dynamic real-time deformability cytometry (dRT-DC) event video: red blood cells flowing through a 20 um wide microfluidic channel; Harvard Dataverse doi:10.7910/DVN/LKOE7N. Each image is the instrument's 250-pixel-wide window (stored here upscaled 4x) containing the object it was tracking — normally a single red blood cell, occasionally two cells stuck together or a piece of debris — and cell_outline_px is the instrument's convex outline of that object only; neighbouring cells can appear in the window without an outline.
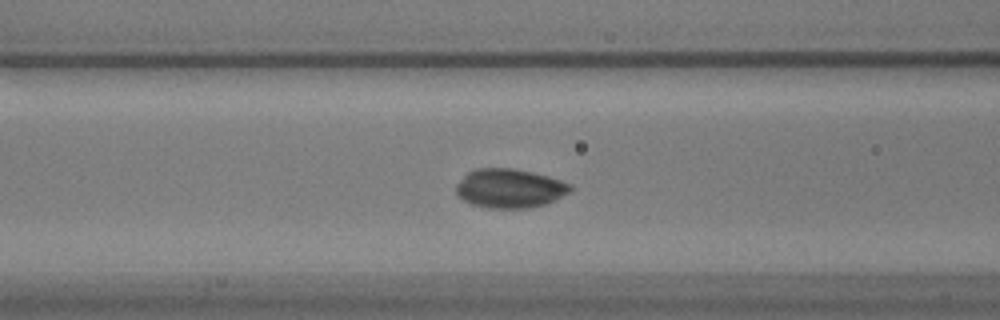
{"species": "common noctule bat (a hibernating species)", "species_latin": "Nyctalus noctula", "temperature_condition": "warm", "stored_images_in_passage": 42, "camera_frame_rate_fps": 3000, "um_per_image_px": 0.085, "animal": {"sex": "male", "body_mass_g": 17.9}, "frame": {"image": 1, "passage_image": 7, "time_ms": 2.0, "image_size_px": [1000, 320], "cell_outline_px": [[572, 192], [556, 200], [544, 204], [528, 208], [488, 208], [472, 204], [464, 200], [456, 192], [456, 184], [468, 172], [476, 168], [512, 168], [532, 172], [548, 176], [572, 184]], "centroid_in_image_um": [43.36, 16.01], "position_along_channel_um": 123.2, "area_um2": 26.07}}
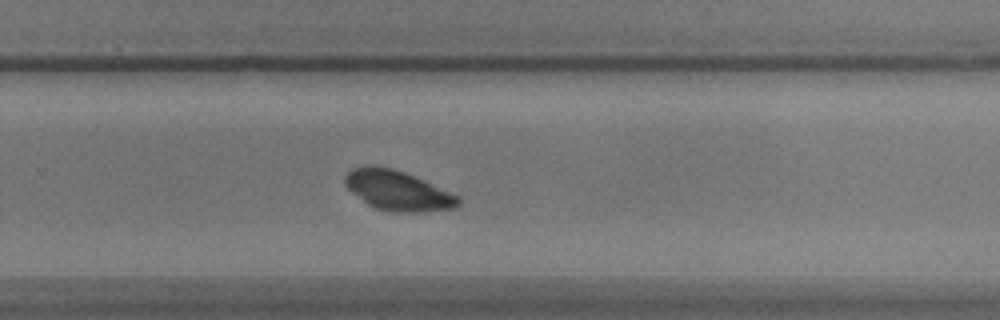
{"frame": {"image": 2, "passage_image": 22, "time_ms": 7.0, "image_size_px": [1000, 320], "cell_outline_px": [[460, 204], [456, 208], [424, 212], [388, 212], [376, 208], [368, 204], [352, 192], [344, 184], [344, 176], [352, 168], [392, 168], [404, 172], [424, 180], [460, 196]], "centroid_in_image_um": [33.86, 16.24], "position_along_channel_um": 295.9, "area_um2": 25.95}}
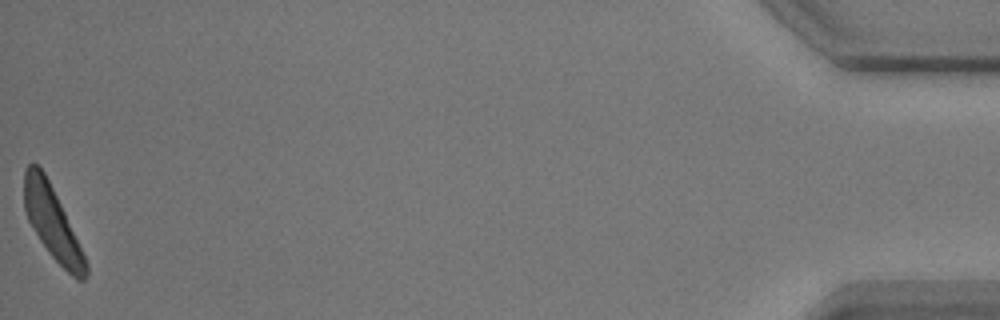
{"frame": {"image": 3, "passage_image": 42, "time_ms": 13.667, "image_size_px": [1000, 320], "cell_outline_px": [[88, 276], [84, 280], [76, 280], [48, 252], [40, 240], [28, 220], [24, 208], [24, 168], [28, 164], [36, 164], [44, 172], [64, 212], [88, 264]], "centroid_in_image_um": [4.43, 18.95], "position_along_channel_um": 430.8, "area_um2": 25.37}, "authors_computed_cell_mechanics": {"area_um2": 26.1545, "velocity_mm_per_s": 3.4607, "shape_relaxation_time_tau1_ms": 3.1631, "shape_relaxation_time_tau2_ms": null, "deformation_change_tau1": 0.1249, "deformation_change_tau2": null}}